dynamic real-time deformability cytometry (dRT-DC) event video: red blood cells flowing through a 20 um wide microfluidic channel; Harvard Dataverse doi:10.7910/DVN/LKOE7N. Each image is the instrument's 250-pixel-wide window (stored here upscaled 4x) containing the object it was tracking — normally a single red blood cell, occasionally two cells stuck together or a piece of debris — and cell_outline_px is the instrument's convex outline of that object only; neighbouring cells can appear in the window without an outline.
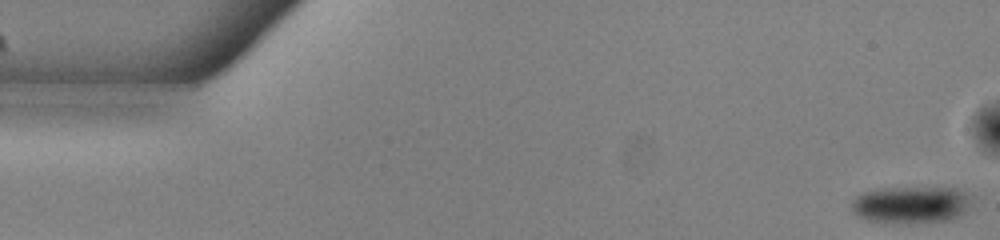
{"species": "common noctule bat (a hibernating species)", "species_latin": "Nyctalus noctula", "temperature_condition": "warm", "stored_images_in_passage": 45, "camera_frame_rate_fps": 3000, "um_per_image_px": 0.085, "animal": {"sex": "male", "body_mass_g": 13.0, "forearm_length_mm": 53.1}, "frame": {"image": 1, "passage_image": 1, "time_ms": 0.0, "image_size_px": [1000, 240], "cell_outline_px": [[972, 208], [960, 216], [952, 220], [908, 224], [904, 224], [868, 220], [856, 216], [852, 212], [852, 200], [856, 196], [864, 192], [880, 188], [956, 188], [972, 196]], "centroid_in_image_um": [77.49, 17.42], "position_along_channel_um": 7.5, "area_um2": 26.53}}
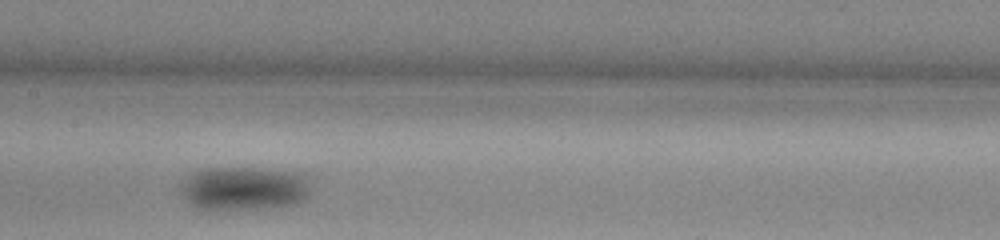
{"frame": {"image": 2, "passage_image": 26, "time_ms": 8.333, "image_size_px": [1000, 240], "cell_outline_px": [[308, 192], [300, 200], [292, 204], [280, 208], [216, 212], [196, 208], [184, 200], [180, 196], [180, 180], [192, 172], [200, 168], [248, 168], [292, 172], [304, 180], [308, 188]], "centroid_in_image_um": [20.52, 16.08], "position_along_channel_um": 186.9, "area_um2": 33.76}}
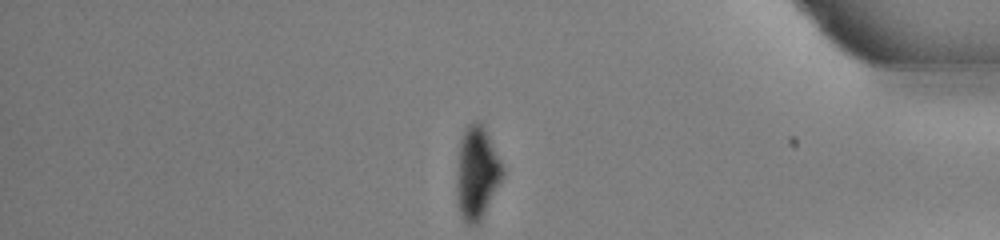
{"frame": {"image": 3, "passage_image": 45, "time_ms": 14.667, "image_size_px": [1000, 240], "cell_outline_px": [[504, 176], [480, 220], [476, 224], [468, 224], [460, 216], [456, 200], [456, 172], [460, 140], [464, 128], [472, 120], [476, 120], [484, 128], [504, 168]], "centroid_in_image_um": [40.5, 14.7], "position_along_channel_um": 394.7, "area_um2": 24.85}}